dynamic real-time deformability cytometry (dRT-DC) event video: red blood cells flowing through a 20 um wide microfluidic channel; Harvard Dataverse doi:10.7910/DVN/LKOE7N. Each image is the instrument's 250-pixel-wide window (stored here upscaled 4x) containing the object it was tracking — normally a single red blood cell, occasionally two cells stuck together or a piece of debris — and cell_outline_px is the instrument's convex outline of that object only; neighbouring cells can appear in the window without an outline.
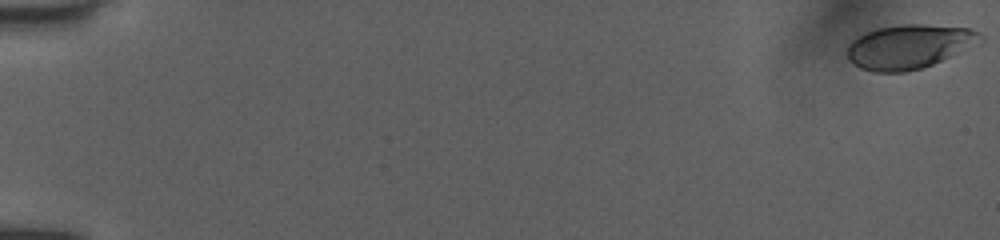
{"species": "human", "species_latin": "Homo sapiens", "temperature_condition": "room temperature", "stored_images_in_passage": 53, "camera_frame_rate_fps": 3000, "um_per_image_px": 0.085, "donor": {"sex": "female"}, "frame": {"image": 1, "passage_image": 1, "time_ms": 0.0, "image_size_px": [1000, 240], "cell_outline_px": [[984, 40], [932, 64], [920, 68], [904, 72], [872, 72], [860, 68], [848, 60], [848, 44], [856, 36], [876, 28], [900, 24], [924, 24], [968, 28], [980, 32], [984, 36]], "centroid_in_image_um": [77.24, 3.95], "position_along_channel_um": 7.8, "area_um2": 34.16}}
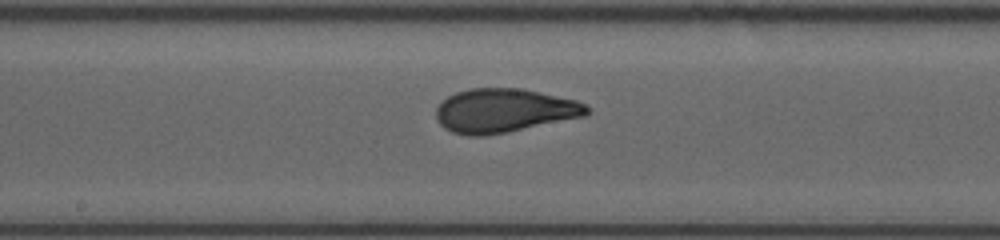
{"frame": {"image": 2, "passage_image": 30, "time_ms": 9.667, "image_size_px": [1000, 240], "cell_outline_px": [[592, 112], [584, 116], [508, 132], [484, 136], [468, 136], [452, 132], [444, 128], [436, 120], [436, 108], [440, 100], [456, 92], [472, 88], [520, 88], [576, 100], [592, 108]], "centroid_in_image_um": [42.82, 9.4], "position_along_channel_um": 205.4, "area_um2": 38.73}}
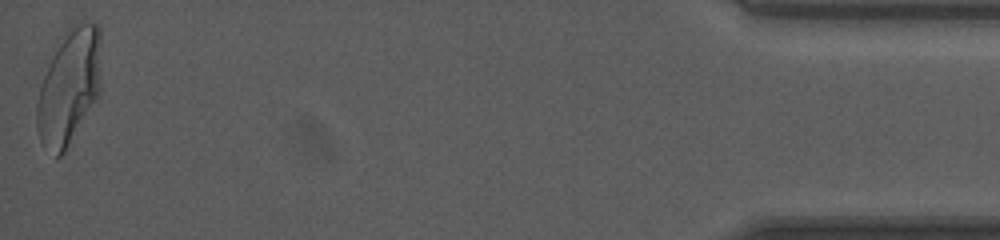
{"frame": {"image": 3, "passage_image": 53, "time_ms": 17.333, "image_size_px": [1000, 240], "cell_outline_px": [[100, 92], [64, 152], [56, 160], [40, 140], [36, 128], [36, 104], [40, 88], [56, 40], [72, 24], [84, 20], [100, 24]], "centroid_in_image_um": [5.86, 7.3], "position_along_channel_um": 429.3, "area_um2": 43.64}, "authors_computed_cell_mechanics": {"area_um2": 37.5122, "velocity_mm_per_s": 4.0034, "shape_relaxation_time_tau1_ms": 5.5197, "shape_relaxation_time_tau2_ms": 0.8062, "deformation_change_tau1": 0.2112, "deformation_change_tau2": 0.0632}}